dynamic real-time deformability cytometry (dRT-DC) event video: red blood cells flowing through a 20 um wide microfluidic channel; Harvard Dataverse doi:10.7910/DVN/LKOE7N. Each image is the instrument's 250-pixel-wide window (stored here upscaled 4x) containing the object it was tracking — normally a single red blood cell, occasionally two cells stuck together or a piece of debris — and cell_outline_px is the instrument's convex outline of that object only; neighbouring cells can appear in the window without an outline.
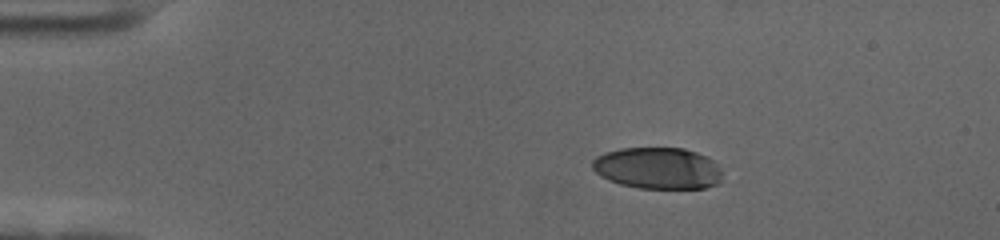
{"species": "human", "species_latin": "Homo sapiens", "temperature_condition": "cold", "stored_images_in_passage": 48, "camera_frame_rate_fps": 3000, "um_per_image_px": 0.085, "donor": {"sex": "female"}, "frame": {"image": 1, "passage_image": 1, "time_ms": 0.0, "image_size_px": [1000, 240], "cell_outline_px": [[720, 180], [716, 184], [704, 188], [640, 188], [620, 184], [608, 180], [600, 176], [592, 168], [592, 160], [596, 156], [604, 152], [620, 148], [684, 148], [708, 156], [720, 168]], "centroid_in_image_um": [55.87, 14.28], "position_along_channel_um": 29.1, "area_um2": 31.56}}
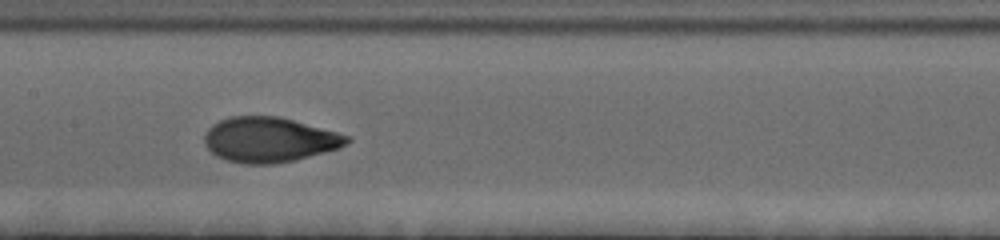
{"frame": {"image": 2, "passage_image": 20, "time_ms": 6.333, "image_size_px": [1000, 240], "cell_outline_px": [[352, 140], [336, 148], [324, 152], [296, 160], [272, 164], [244, 164], [228, 160], [216, 156], [204, 144], [204, 136], [208, 128], [212, 124], [220, 120], [232, 116], [276, 116], [292, 120], [352, 136]], "centroid_in_image_um": [22.87, 11.88], "position_along_channel_um": 184.5, "area_um2": 37.17}}
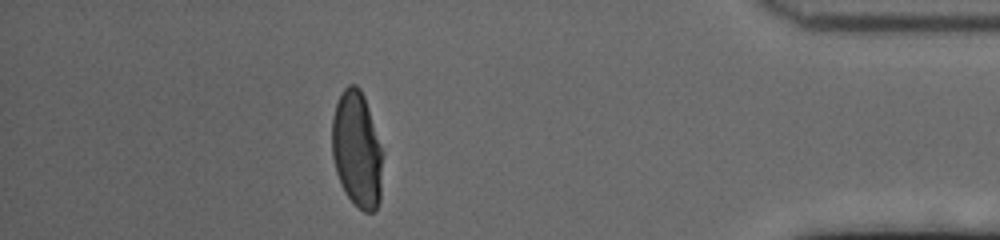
{"frame": {"image": 3, "passage_image": 42, "time_ms": 13.667, "image_size_px": [1000, 240], "cell_outline_px": [[384, 152], [380, 200], [376, 208], [372, 212], [364, 212], [344, 192], [336, 172], [332, 156], [332, 116], [336, 104], [344, 88], [348, 84], [356, 84], [360, 88], [364, 96]], "centroid_in_image_um": [30.36, 12.7], "position_along_channel_um": 404.8, "area_um2": 34.62}, "authors_computed_cell_mechanics": {"area_um2": 36.3273, "velocity_mm_per_s": 3.5459, "shape_relaxation_time_tau1_ms": 5.1622, "shape_relaxation_time_tau2_ms": 0.9689, "deformation_change_tau1": 0.2157, "deformation_change_tau2": 0.0514}}